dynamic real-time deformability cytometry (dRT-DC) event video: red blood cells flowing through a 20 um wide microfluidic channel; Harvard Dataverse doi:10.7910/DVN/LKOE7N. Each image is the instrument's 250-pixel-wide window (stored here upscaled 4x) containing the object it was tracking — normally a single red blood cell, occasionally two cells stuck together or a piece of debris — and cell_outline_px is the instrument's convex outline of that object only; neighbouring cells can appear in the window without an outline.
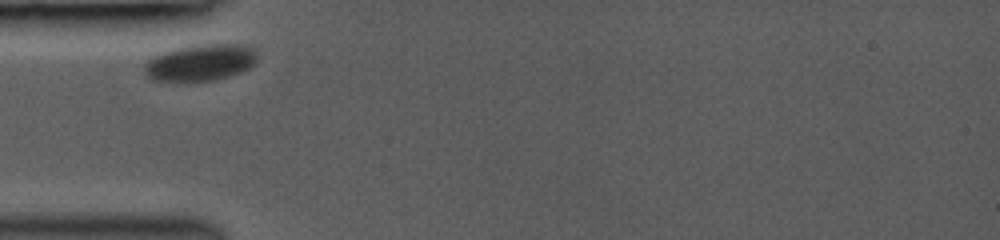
{"species": "common noctule bat (a hibernating species)", "species_latin": "Nyctalus noctula", "temperature_condition": "room temperature", "stored_images_in_passage": 2, "camera_frame_rate_fps": 3000, "um_per_image_px": 0.085, "animal": {"sex": "female", "body_mass_g": 19.0, "forearm_length_mm": 53.3}, "frame": {"image": 1, "passage_image": 1, "time_ms": 0.0, "image_size_px": [1000, 240], "cell_outline_px": [[256, 60], [248, 68], [240, 72], [228, 76], [212, 80], [152, 80], [144, 72], [144, 64], [152, 56], [164, 52], [180, 48], [200, 44], [240, 44], [252, 48], [256, 52]], "centroid_in_image_um": [17.02, 5.3], "position_along_channel_um": 68.0, "area_um2": 23.52}}